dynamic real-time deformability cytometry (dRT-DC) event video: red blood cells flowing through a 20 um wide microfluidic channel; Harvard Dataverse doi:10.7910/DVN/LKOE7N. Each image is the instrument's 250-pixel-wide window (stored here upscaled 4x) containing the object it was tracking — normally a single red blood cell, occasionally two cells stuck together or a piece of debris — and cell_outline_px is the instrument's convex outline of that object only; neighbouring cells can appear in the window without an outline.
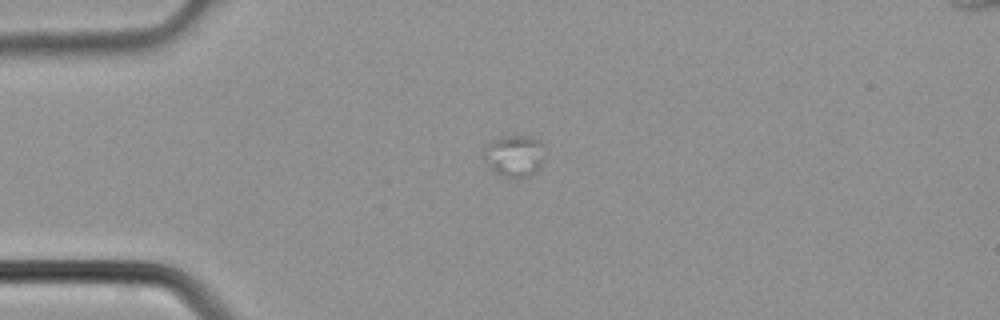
{"species": "common noctule bat (a hibernating species)", "species_latin": "Nyctalus noctula", "temperature_condition": "cold", "stored_images_in_passage": 2, "camera_frame_rate_fps": 3000, "um_per_image_px": 0.085, "animal": {"sex": "male", "body_mass_g": 21.5, "forearm_length_mm": 52.0}, "frame": {"image": 1, "passage_image": 1, "time_ms": 0.0, "image_size_px": [1000, 320], "cell_outline_px": [[544, 160], [540, 168], [532, 176], [520, 180], [516, 180], [500, 176], [488, 168], [484, 156], [484, 144], [500, 136], [528, 136], [540, 140], [544, 144]], "centroid_in_image_um": [43.73, 13.29], "position_along_channel_um": 41.3, "area_um2": 15.72}}